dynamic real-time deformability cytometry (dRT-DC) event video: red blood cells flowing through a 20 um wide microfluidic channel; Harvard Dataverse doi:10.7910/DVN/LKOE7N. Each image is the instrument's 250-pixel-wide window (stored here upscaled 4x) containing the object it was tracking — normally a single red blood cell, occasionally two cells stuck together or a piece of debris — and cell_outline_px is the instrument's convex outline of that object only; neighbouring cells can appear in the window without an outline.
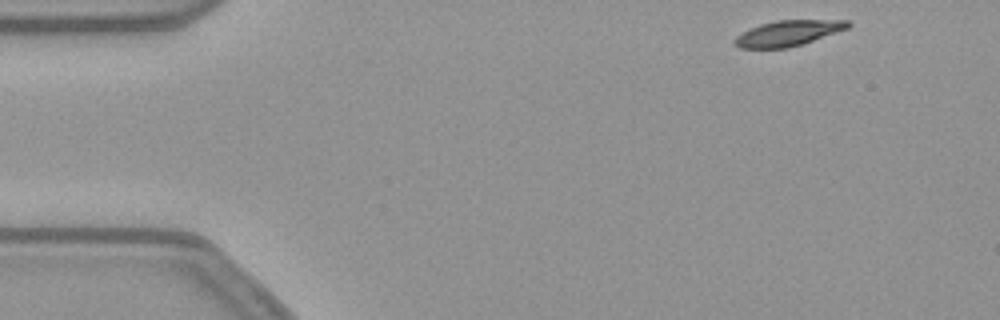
{"species": "common noctule bat (a hibernating species)", "species_latin": "Nyctalus noctula", "temperature_condition": "warm", "stored_images_in_passage": 50, "camera_frame_rate_fps": 3000, "um_per_image_px": 0.085, "animal": {"sex": "female", "body_mass_g": 21.9}, "frame": {"image": 1, "passage_image": 1, "time_ms": 0.0, "image_size_px": [1000, 320], "cell_outline_px": [[852, 24], [848, 28], [804, 44], [788, 48], [740, 48], [732, 44], [732, 40], [736, 36], [760, 24], [776, 20], [848, 20]], "centroid_in_image_um": [66.99, 2.83], "position_along_channel_um": 18.0, "area_um2": 16.94}}
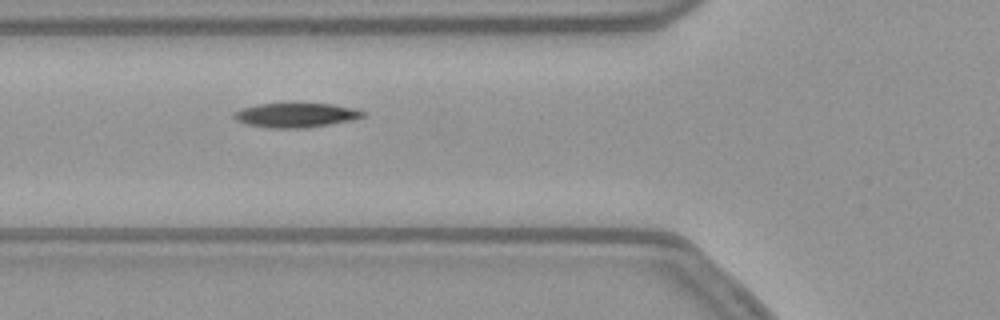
{"frame": {"image": 2, "passage_image": 15, "time_ms": 4.667, "image_size_px": [1000, 320], "cell_outline_px": [[368, 112], [364, 116], [352, 120], [304, 128], [268, 128], [244, 124], [236, 120], [232, 116], [232, 112], [240, 108], [260, 104], [332, 104], [360, 108]], "centroid_in_image_um": [25.15, 9.79], "position_along_channel_um": 100.6, "area_um2": 18.55}}
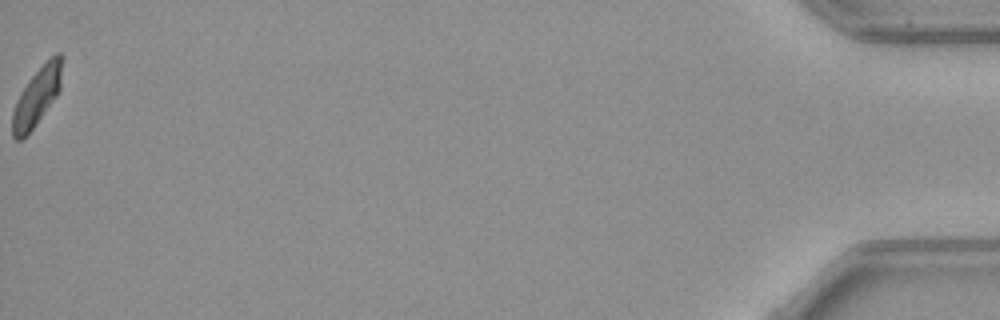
{"frame": {"image": 3, "passage_image": 50, "time_ms": 16.333, "image_size_px": [1000, 320], "cell_outline_px": [[60, 88], [56, 96], [32, 128], [20, 140], [16, 140], [12, 136], [12, 112], [16, 100], [20, 92], [32, 76], [56, 52], [60, 52]], "centroid_in_image_um": [3.08, 8.25], "position_along_channel_um": 432.1, "area_um2": 16.01}, "authors_computed_cell_mechanics": {"area_um2": 18.0625, "velocity_mm_per_s": 3.7824, "shape_relaxation_time_tau1_ms": 7.1898, "shape_relaxation_time_tau2_ms": null, "deformation_change_tau1": 0.1999, "deformation_change_tau2": null}}